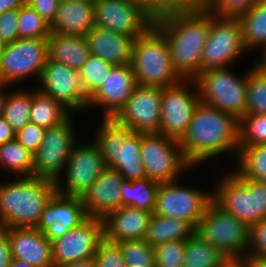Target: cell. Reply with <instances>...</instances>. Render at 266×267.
<instances>
[{
	"instance_id": "1",
	"label": "cell",
	"mask_w": 266,
	"mask_h": 267,
	"mask_svg": "<svg viewBox=\"0 0 266 267\" xmlns=\"http://www.w3.org/2000/svg\"><path fill=\"white\" fill-rule=\"evenodd\" d=\"M165 35L172 64L184 80H193L201 72V57L210 29L207 7L175 13L154 21Z\"/></svg>"
},
{
	"instance_id": "2",
	"label": "cell",
	"mask_w": 266,
	"mask_h": 267,
	"mask_svg": "<svg viewBox=\"0 0 266 267\" xmlns=\"http://www.w3.org/2000/svg\"><path fill=\"white\" fill-rule=\"evenodd\" d=\"M179 144L192 165L229 150L237 154L239 120L200 101Z\"/></svg>"
},
{
	"instance_id": "3",
	"label": "cell",
	"mask_w": 266,
	"mask_h": 267,
	"mask_svg": "<svg viewBox=\"0 0 266 267\" xmlns=\"http://www.w3.org/2000/svg\"><path fill=\"white\" fill-rule=\"evenodd\" d=\"M21 178L0 184L2 228H36L43 209L56 192L53 180L36 176Z\"/></svg>"
},
{
	"instance_id": "4",
	"label": "cell",
	"mask_w": 266,
	"mask_h": 267,
	"mask_svg": "<svg viewBox=\"0 0 266 267\" xmlns=\"http://www.w3.org/2000/svg\"><path fill=\"white\" fill-rule=\"evenodd\" d=\"M131 65L140 86L164 88L182 80L172 64L167 39L154 24L135 39Z\"/></svg>"
},
{
	"instance_id": "5",
	"label": "cell",
	"mask_w": 266,
	"mask_h": 267,
	"mask_svg": "<svg viewBox=\"0 0 266 267\" xmlns=\"http://www.w3.org/2000/svg\"><path fill=\"white\" fill-rule=\"evenodd\" d=\"M94 143L107 167L120 172L124 180L137 181L147 177L141 160V133L132 132L114 118H104Z\"/></svg>"
},
{
	"instance_id": "6",
	"label": "cell",
	"mask_w": 266,
	"mask_h": 267,
	"mask_svg": "<svg viewBox=\"0 0 266 267\" xmlns=\"http://www.w3.org/2000/svg\"><path fill=\"white\" fill-rule=\"evenodd\" d=\"M213 201L249 227L266 218V184L241 178L235 171L216 187Z\"/></svg>"
},
{
	"instance_id": "7",
	"label": "cell",
	"mask_w": 266,
	"mask_h": 267,
	"mask_svg": "<svg viewBox=\"0 0 266 267\" xmlns=\"http://www.w3.org/2000/svg\"><path fill=\"white\" fill-rule=\"evenodd\" d=\"M192 81L200 101L240 119L246 108L247 74L237 77L228 68L208 69Z\"/></svg>"
},
{
	"instance_id": "8",
	"label": "cell",
	"mask_w": 266,
	"mask_h": 267,
	"mask_svg": "<svg viewBox=\"0 0 266 267\" xmlns=\"http://www.w3.org/2000/svg\"><path fill=\"white\" fill-rule=\"evenodd\" d=\"M195 233L225 257L246 255L250 227L212 201L200 218Z\"/></svg>"
},
{
	"instance_id": "9",
	"label": "cell",
	"mask_w": 266,
	"mask_h": 267,
	"mask_svg": "<svg viewBox=\"0 0 266 267\" xmlns=\"http://www.w3.org/2000/svg\"><path fill=\"white\" fill-rule=\"evenodd\" d=\"M140 156L147 177L159 183L177 181L182 170L193 166L179 141L160 133H141Z\"/></svg>"
},
{
	"instance_id": "10",
	"label": "cell",
	"mask_w": 266,
	"mask_h": 267,
	"mask_svg": "<svg viewBox=\"0 0 266 267\" xmlns=\"http://www.w3.org/2000/svg\"><path fill=\"white\" fill-rule=\"evenodd\" d=\"M242 28L237 17H221L210 12V29L201 57V72L227 68L243 52Z\"/></svg>"
},
{
	"instance_id": "11",
	"label": "cell",
	"mask_w": 266,
	"mask_h": 267,
	"mask_svg": "<svg viewBox=\"0 0 266 267\" xmlns=\"http://www.w3.org/2000/svg\"><path fill=\"white\" fill-rule=\"evenodd\" d=\"M48 59V38H19L6 44L0 58V82L10 85L34 74L40 80Z\"/></svg>"
},
{
	"instance_id": "12",
	"label": "cell",
	"mask_w": 266,
	"mask_h": 267,
	"mask_svg": "<svg viewBox=\"0 0 266 267\" xmlns=\"http://www.w3.org/2000/svg\"><path fill=\"white\" fill-rule=\"evenodd\" d=\"M96 27L128 35L135 39L144 34L154 20L146 4L139 0H93Z\"/></svg>"
},
{
	"instance_id": "13",
	"label": "cell",
	"mask_w": 266,
	"mask_h": 267,
	"mask_svg": "<svg viewBox=\"0 0 266 267\" xmlns=\"http://www.w3.org/2000/svg\"><path fill=\"white\" fill-rule=\"evenodd\" d=\"M175 182L159 184L153 214L186 220L196 228L208 205L213 201V194L182 187Z\"/></svg>"
},
{
	"instance_id": "14",
	"label": "cell",
	"mask_w": 266,
	"mask_h": 267,
	"mask_svg": "<svg viewBox=\"0 0 266 267\" xmlns=\"http://www.w3.org/2000/svg\"><path fill=\"white\" fill-rule=\"evenodd\" d=\"M70 119L46 130L39 149L34 153L33 176L60 181L59 175L65 171L71 150L76 144Z\"/></svg>"
},
{
	"instance_id": "15",
	"label": "cell",
	"mask_w": 266,
	"mask_h": 267,
	"mask_svg": "<svg viewBox=\"0 0 266 267\" xmlns=\"http://www.w3.org/2000/svg\"><path fill=\"white\" fill-rule=\"evenodd\" d=\"M106 168L105 159L94 142L75 144L66 163V187L63 189L61 184L55 181L56 192L82 197Z\"/></svg>"
},
{
	"instance_id": "16",
	"label": "cell",
	"mask_w": 266,
	"mask_h": 267,
	"mask_svg": "<svg viewBox=\"0 0 266 267\" xmlns=\"http://www.w3.org/2000/svg\"><path fill=\"white\" fill-rule=\"evenodd\" d=\"M161 95V87L137 85L114 119L132 132L159 133Z\"/></svg>"
},
{
	"instance_id": "17",
	"label": "cell",
	"mask_w": 266,
	"mask_h": 267,
	"mask_svg": "<svg viewBox=\"0 0 266 267\" xmlns=\"http://www.w3.org/2000/svg\"><path fill=\"white\" fill-rule=\"evenodd\" d=\"M183 79L162 88L161 126L159 133L165 137L180 141L186 133L193 113L200 103L199 94L187 90Z\"/></svg>"
},
{
	"instance_id": "18",
	"label": "cell",
	"mask_w": 266,
	"mask_h": 267,
	"mask_svg": "<svg viewBox=\"0 0 266 267\" xmlns=\"http://www.w3.org/2000/svg\"><path fill=\"white\" fill-rule=\"evenodd\" d=\"M104 239V220L90 217L52 242L54 267L93 257Z\"/></svg>"
},
{
	"instance_id": "19",
	"label": "cell",
	"mask_w": 266,
	"mask_h": 267,
	"mask_svg": "<svg viewBox=\"0 0 266 267\" xmlns=\"http://www.w3.org/2000/svg\"><path fill=\"white\" fill-rule=\"evenodd\" d=\"M39 81L43 86L38 90L70 112L87 108L89 98L85 94L79 71L48 59Z\"/></svg>"
},
{
	"instance_id": "20",
	"label": "cell",
	"mask_w": 266,
	"mask_h": 267,
	"mask_svg": "<svg viewBox=\"0 0 266 267\" xmlns=\"http://www.w3.org/2000/svg\"><path fill=\"white\" fill-rule=\"evenodd\" d=\"M89 218L81 197L55 192L43 209L36 228L52 243L71 229L80 227Z\"/></svg>"
},
{
	"instance_id": "21",
	"label": "cell",
	"mask_w": 266,
	"mask_h": 267,
	"mask_svg": "<svg viewBox=\"0 0 266 267\" xmlns=\"http://www.w3.org/2000/svg\"><path fill=\"white\" fill-rule=\"evenodd\" d=\"M137 86L131 63L114 65L102 86L89 99L87 107L103 106L104 118H114Z\"/></svg>"
},
{
	"instance_id": "22",
	"label": "cell",
	"mask_w": 266,
	"mask_h": 267,
	"mask_svg": "<svg viewBox=\"0 0 266 267\" xmlns=\"http://www.w3.org/2000/svg\"><path fill=\"white\" fill-rule=\"evenodd\" d=\"M123 180L120 172L110 167L96 178L81 197L90 217L104 219L110 212L122 207L120 186Z\"/></svg>"
},
{
	"instance_id": "23",
	"label": "cell",
	"mask_w": 266,
	"mask_h": 267,
	"mask_svg": "<svg viewBox=\"0 0 266 267\" xmlns=\"http://www.w3.org/2000/svg\"><path fill=\"white\" fill-rule=\"evenodd\" d=\"M13 259L33 267H54L51 241L37 228H7Z\"/></svg>"
},
{
	"instance_id": "24",
	"label": "cell",
	"mask_w": 266,
	"mask_h": 267,
	"mask_svg": "<svg viewBox=\"0 0 266 267\" xmlns=\"http://www.w3.org/2000/svg\"><path fill=\"white\" fill-rule=\"evenodd\" d=\"M152 215L153 212L129 206L115 209L103 219L105 239L113 243L144 239Z\"/></svg>"
},
{
	"instance_id": "25",
	"label": "cell",
	"mask_w": 266,
	"mask_h": 267,
	"mask_svg": "<svg viewBox=\"0 0 266 267\" xmlns=\"http://www.w3.org/2000/svg\"><path fill=\"white\" fill-rule=\"evenodd\" d=\"M85 37L91 54L114 65L131 63L134 37L96 26Z\"/></svg>"
},
{
	"instance_id": "26",
	"label": "cell",
	"mask_w": 266,
	"mask_h": 267,
	"mask_svg": "<svg viewBox=\"0 0 266 267\" xmlns=\"http://www.w3.org/2000/svg\"><path fill=\"white\" fill-rule=\"evenodd\" d=\"M94 26L93 0H60L50 32L86 36Z\"/></svg>"
},
{
	"instance_id": "27",
	"label": "cell",
	"mask_w": 266,
	"mask_h": 267,
	"mask_svg": "<svg viewBox=\"0 0 266 267\" xmlns=\"http://www.w3.org/2000/svg\"><path fill=\"white\" fill-rule=\"evenodd\" d=\"M49 60L79 71L91 55L85 36L50 32L48 37Z\"/></svg>"
},
{
	"instance_id": "28",
	"label": "cell",
	"mask_w": 266,
	"mask_h": 267,
	"mask_svg": "<svg viewBox=\"0 0 266 267\" xmlns=\"http://www.w3.org/2000/svg\"><path fill=\"white\" fill-rule=\"evenodd\" d=\"M195 228L186 220L153 214L144 240L151 246L169 241L187 240Z\"/></svg>"
},
{
	"instance_id": "29",
	"label": "cell",
	"mask_w": 266,
	"mask_h": 267,
	"mask_svg": "<svg viewBox=\"0 0 266 267\" xmlns=\"http://www.w3.org/2000/svg\"><path fill=\"white\" fill-rule=\"evenodd\" d=\"M70 116V111L52 97L39 90L32 91L30 123L48 129L60 125Z\"/></svg>"
},
{
	"instance_id": "30",
	"label": "cell",
	"mask_w": 266,
	"mask_h": 267,
	"mask_svg": "<svg viewBox=\"0 0 266 267\" xmlns=\"http://www.w3.org/2000/svg\"><path fill=\"white\" fill-rule=\"evenodd\" d=\"M237 18L241 24L242 41L246 50L266 45V0H259Z\"/></svg>"
},
{
	"instance_id": "31",
	"label": "cell",
	"mask_w": 266,
	"mask_h": 267,
	"mask_svg": "<svg viewBox=\"0 0 266 267\" xmlns=\"http://www.w3.org/2000/svg\"><path fill=\"white\" fill-rule=\"evenodd\" d=\"M159 184L148 177L137 181L123 180L120 186L122 206L153 212Z\"/></svg>"
},
{
	"instance_id": "32",
	"label": "cell",
	"mask_w": 266,
	"mask_h": 267,
	"mask_svg": "<svg viewBox=\"0 0 266 267\" xmlns=\"http://www.w3.org/2000/svg\"><path fill=\"white\" fill-rule=\"evenodd\" d=\"M224 257L196 233L185 240L183 267H219Z\"/></svg>"
},
{
	"instance_id": "33",
	"label": "cell",
	"mask_w": 266,
	"mask_h": 267,
	"mask_svg": "<svg viewBox=\"0 0 266 267\" xmlns=\"http://www.w3.org/2000/svg\"><path fill=\"white\" fill-rule=\"evenodd\" d=\"M236 158L240 168L235 172L241 178L259 180L266 184V144L242 147Z\"/></svg>"
},
{
	"instance_id": "34",
	"label": "cell",
	"mask_w": 266,
	"mask_h": 267,
	"mask_svg": "<svg viewBox=\"0 0 266 267\" xmlns=\"http://www.w3.org/2000/svg\"><path fill=\"white\" fill-rule=\"evenodd\" d=\"M0 164L5 169L19 173L23 177H32L34 172V154L28 151L15 138L0 145Z\"/></svg>"
},
{
	"instance_id": "35",
	"label": "cell",
	"mask_w": 266,
	"mask_h": 267,
	"mask_svg": "<svg viewBox=\"0 0 266 267\" xmlns=\"http://www.w3.org/2000/svg\"><path fill=\"white\" fill-rule=\"evenodd\" d=\"M32 92L15 91L7 94L3 117L17 133L30 122Z\"/></svg>"
},
{
	"instance_id": "36",
	"label": "cell",
	"mask_w": 266,
	"mask_h": 267,
	"mask_svg": "<svg viewBox=\"0 0 266 267\" xmlns=\"http://www.w3.org/2000/svg\"><path fill=\"white\" fill-rule=\"evenodd\" d=\"M114 64L93 54L79 70L86 96L90 99L102 86Z\"/></svg>"
},
{
	"instance_id": "37",
	"label": "cell",
	"mask_w": 266,
	"mask_h": 267,
	"mask_svg": "<svg viewBox=\"0 0 266 267\" xmlns=\"http://www.w3.org/2000/svg\"><path fill=\"white\" fill-rule=\"evenodd\" d=\"M266 114V75L256 68L247 72L246 108L244 115Z\"/></svg>"
},
{
	"instance_id": "38",
	"label": "cell",
	"mask_w": 266,
	"mask_h": 267,
	"mask_svg": "<svg viewBox=\"0 0 266 267\" xmlns=\"http://www.w3.org/2000/svg\"><path fill=\"white\" fill-rule=\"evenodd\" d=\"M127 267H155V251L144 239L122 240L116 243Z\"/></svg>"
},
{
	"instance_id": "39",
	"label": "cell",
	"mask_w": 266,
	"mask_h": 267,
	"mask_svg": "<svg viewBox=\"0 0 266 267\" xmlns=\"http://www.w3.org/2000/svg\"><path fill=\"white\" fill-rule=\"evenodd\" d=\"M266 144V114L243 115L239 119V149Z\"/></svg>"
},
{
	"instance_id": "40",
	"label": "cell",
	"mask_w": 266,
	"mask_h": 267,
	"mask_svg": "<svg viewBox=\"0 0 266 267\" xmlns=\"http://www.w3.org/2000/svg\"><path fill=\"white\" fill-rule=\"evenodd\" d=\"M19 38H48L50 25L28 4L18 9Z\"/></svg>"
},
{
	"instance_id": "41",
	"label": "cell",
	"mask_w": 266,
	"mask_h": 267,
	"mask_svg": "<svg viewBox=\"0 0 266 267\" xmlns=\"http://www.w3.org/2000/svg\"><path fill=\"white\" fill-rule=\"evenodd\" d=\"M207 6V0H149L147 12L156 21L162 17L182 12H191Z\"/></svg>"
},
{
	"instance_id": "42",
	"label": "cell",
	"mask_w": 266,
	"mask_h": 267,
	"mask_svg": "<svg viewBox=\"0 0 266 267\" xmlns=\"http://www.w3.org/2000/svg\"><path fill=\"white\" fill-rule=\"evenodd\" d=\"M155 267H183L185 240L155 245Z\"/></svg>"
},
{
	"instance_id": "43",
	"label": "cell",
	"mask_w": 266,
	"mask_h": 267,
	"mask_svg": "<svg viewBox=\"0 0 266 267\" xmlns=\"http://www.w3.org/2000/svg\"><path fill=\"white\" fill-rule=\"evenodd\" d=\"M259 0H207V8L215 16L238 17L251 9Z\"/></svg>"
},
{
	"instance_id": "44",
	"label": "cell",
	"mask_w": 266,
	"mask_h": 267,
	"mask_svg": "<svg viewBox=\"0 0 266 267\" xmlns=\"http://www.w3.org/2000/svg\"><path fill=\"white\" fill-rule=\"evenodd\" d=\"M94 258L96 267H127L119 246L106 239L100 243Z\"/></svg>"
},
{
	"instance_id": "45",
	"label": "cell",
	"mask_w": 266,
	"mask_h": 267,
	"mask_svg": "<svg viewBox=\"0 0 266 267\" xmlns=\"http://www.w3.org/2000/svg\"><path fill=\"white\" fill-rule=\"evenodd\" d=\"M249 247L252 252L247 254L253 260L266 258V218L250 227Z\"/></svg>"
},
{
	"instance_id": "46",
	"label": "cell",
	"mask_w": 266,
	"mask_h": 267,
	"mask_svg": "<svg viewBox=\"0 0 266 267\" xmlns=\"http://www.w3.org/2000/svg\"><path fill=\"white\" fill-rule=\"evenodd\" d=\"M46 130L47 129L29 122L24 128L16 133V139L28 151L34 154L39 149Z\"/></svg>"
},
{
	"instance_id": "47",
	"label": "cell",
	"mask_w": 266,
	"mask_h": 267,
	"mask_svg": "<svg viewBox=\"0 0 266 267\" xmlns=\"http://www.w3.org/2000/svg\"><path fill=\"white\" fill-rule=\"evenodd\" d=\"M18 23V9L6 11L0 15V39L6 44L19 39Z\"/></svg>"
},
{
	"instance_id": "48",
	"label": "cell",
	"mask_w": 266,
	"mask_h": 267,
	"mask_svg": "<svg viewBox=\"0 0 266 267\" xmlns=\"http://www.w3.org/2000/svg\"><path fill=\"white\" fill-rule=\"evenodd\" d=\"M60 0H27L32 7L49 25L55 20Z\"/></svg>"
},
{
	"instance_id": "49",
	"label": "cell",
	"mask_w": 266,
	"mask_h": 267,
	"mask_svg": "<svg viewBox=\"0 0 266 267\" xmlns=\"http://www.w3.org/2000/svg\"><path fill=\"white\" fill-rule=\"evenodd\" d=\"M13 260L7 228L0 227V267H9Z\"/></svg>"
},
{
	"instance_id": "50",
	"label": "cell",
	"mask_w": 266,
	"mask_h": 267,
	"mask_svg": "<svg viewBox=\"0 0 266 267\" xmlns=\"http://www.w3.org/2000/svg\"><path fill=\"white\" fill-rule=\"evenodd\" d=\"M219 267H254L253 259L247 255L224 257Z\"/></svg>"
},
{
	"instance_id": "51",
	"label": "cell",
	"mask_w": 266,
	"mask_h": 267,
	"mask_svg": "<svg viewBox=\"0 0 266 267\" xmlns=\"http://www.w3.org/2000/svg\"><path fill=\"white\" fill-rule=\"evenodd\" d=\"M16 138V133L6 122L3 116L0 117V145Z\"/></svg>"
},
{
	"instance_id": "52",
	"label": "cell",
	"mask_w": 266,
	"mask_h": 267,
	"mask_svg": "<svg viewBox=\"0 0 266 267\" xmlns=\"http://www.w3.org/2000/svg\"><path fill=\"white\" fill-rule=\"evenodd\" d=\"M27 4V0H0V15L6 11L16 10Z\"/></svg>"
},
{
	"instance_id": "53",
	"label": "cell",
	"mask_w": 266,
	"mask_h": 267,
	"mask_svg": "<svg viewBox=\"0 0 266 267\" xmlns=\"http://www.w3.org/2000/svg\"><path fill=\"white\" fill-rule=\"evenodd\" d=\"M58 267H96V262L93 256L87 259H82L75 262L67 263Z\"/></svg>"
},
{
	"instance_id": "54",
	"label": "cell",
	"mask_w": 266,
	"mask_h": 267,
	"mask_svg": "<svg viewBox=\"0 0 266 267\" xmlns=\"http://www.w3.org/2000/svg\"><path fill=\"white\" fill-rule=\"evenodd\" d=\"M264 52H262V60L258 62V64L253 65L261 74L266 75V45L262 46Z\"/></svg>"
},
{
	"instance_id": "55",
	"label": "cell",
	"mask_w": 266,
	"mask_h": 267,
	"mask_svg": "<svg viewBox=\"0 0 266 267\" xmlns=\"http://www.w3.org/2000/svg\"><path fill=\"white\" fill-rule=\"evenodd\" d=\"M8 85H5L0 82V117L3 116L4 113V106L7 99V95L5 96L2 92V88L6 87Z\"/></svg>"
},
{
	"instance_id": "56",
	"label": "cell",
	"mask_w": 266,
	"mask_h": 267,
	"mask_svg": "<svg viewBox=\"0 0 266 267\" xmlns=\"http://www.w3.org/2000/svg\"><path fill=\"white\" fill-rule=\"evenodd\" d=\"M9 267H33V266L28 264L26 261L13 259Z\"/></svg>"
},
{
	"instance_id": "57",
	"label": "cell",
	"mask_w": 266,
	"mask_h": 267,
	"mask_svg": "<svg viewBox=\"0 0 266 267\" xmlns=\"http://www.w3.org/2000/svg\"><path fill=\"white\" fill-rule=\"evenodd\" d=\"M254 267H266V258L253 260Z\"/></svg>"
},
{
	"instance_id": "58",
	"label": "cell",
	"mask_w": 266,
	"mask_h": 267,
	"mask_svg": "<svg viewBox=\"0 0 266 267\" xmlns=\"http://www.w3.org/2000/svg\"><path fill=\"white\" fill-rule=\"evenodd\" d=\"M5 46H6V43L0 39V58L4 52Z\"/></svg>"
},
{
	"instance_id": "59",
	"label": "cell",
	"mask_w": 266,
	"mask_h": 267,
	"mask_svg": "<svg viewBox=\"0 0 266 267\" xmlns=\"http://www.w3.org/2000/svg\"><path fill=\"white\" fill-rule=\"evenodd\" d=\"M139 1H142L146 4L149 0H139Z\"/></svg>"
}]
</instances>
